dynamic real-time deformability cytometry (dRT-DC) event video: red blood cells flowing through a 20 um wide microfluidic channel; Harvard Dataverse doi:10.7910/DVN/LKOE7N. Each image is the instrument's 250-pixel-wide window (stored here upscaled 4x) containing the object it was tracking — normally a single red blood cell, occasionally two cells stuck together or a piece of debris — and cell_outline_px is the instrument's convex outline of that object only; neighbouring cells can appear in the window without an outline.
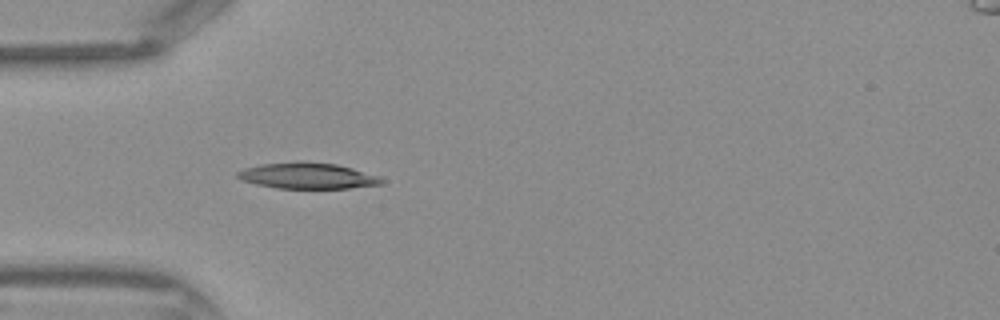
{"species": "Egyptian fruit bat (a non-hibernating species)", "species_latin": "Rousettus aegyptiacus", "temperature_condition": "warm", "stored_images_in_passage": 33, "camera_frame_rate_fps": 3000, "um_per_image_px": 0.085, "frame": {"image": 1, "passage_image": 3, "time_ms": 0.667, "image_size_px": [1000, 320], "cell_outline_px": [[384, 180], [380, 184], [348, 188], [276, 188], [256, 184], [244, 180], [236, 176], [236, 172], [244, 168], [260, 164], [300, 160], [304, 160], [336, 164], [352, 168], [376, 176]], "centroid_in_image_um": [26.07, 14.92], "position_along_channel_um": 58.9, "area_um2": 21.79}}
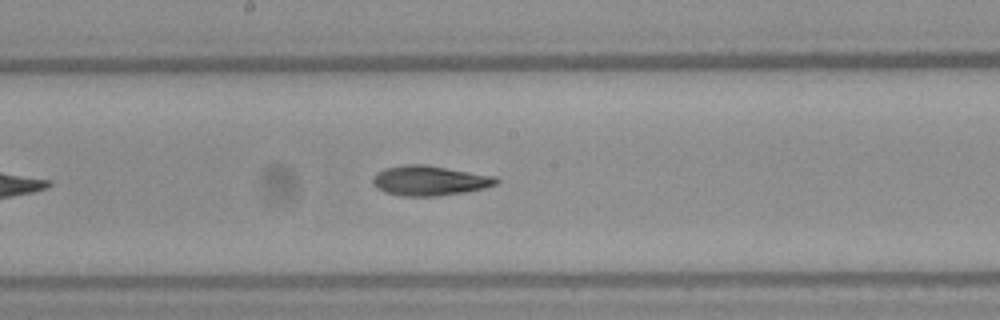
{"frame": {"image": 2, "passage_image": 13, "time_ms": 4.0, "image_size_px": [1000, 320], "cell_outline_px": [[500, 180], [496, 184], [484, 188], [464, 192], [436, 196], [404, 196], [384, 192], [376, 188], [372, 184], [372, 176], [376, 172], [384, 168], [404, 164], [424, 164], [496, 176]], "centroid_in_image_um": [36.47, 15.34], "position_along_channel_um": 211.7, "area_um2": 21.68}}
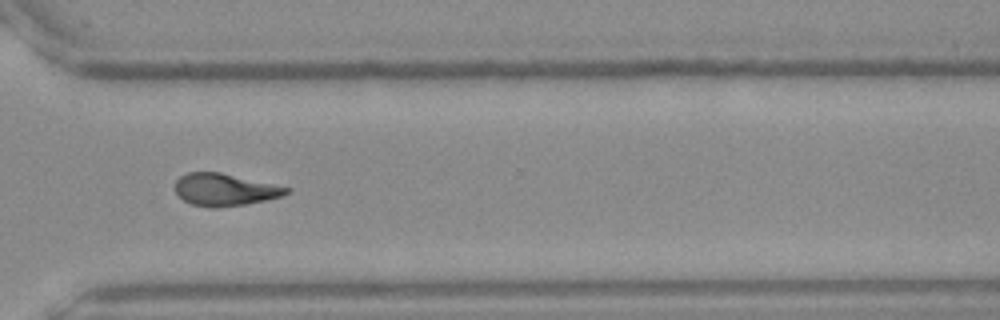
{"frame": {"image": 3, "passage_image": 22, "time_ms": 7.0, "image_size_px": [1000, 320], "cell_outline_px": [[292, 188], [288, 192], [280, 196], [268, 200], [244, 204], [216, 208], [212, 208], [192, 204], [184, 200], [176, 192], [176, 180], [180, 176], [188, 172], [220, 172]], "centroid_in_image_um": [19.11, 16.12], "position_along_channel_um": 351.5, "area_um2": 20.75}}